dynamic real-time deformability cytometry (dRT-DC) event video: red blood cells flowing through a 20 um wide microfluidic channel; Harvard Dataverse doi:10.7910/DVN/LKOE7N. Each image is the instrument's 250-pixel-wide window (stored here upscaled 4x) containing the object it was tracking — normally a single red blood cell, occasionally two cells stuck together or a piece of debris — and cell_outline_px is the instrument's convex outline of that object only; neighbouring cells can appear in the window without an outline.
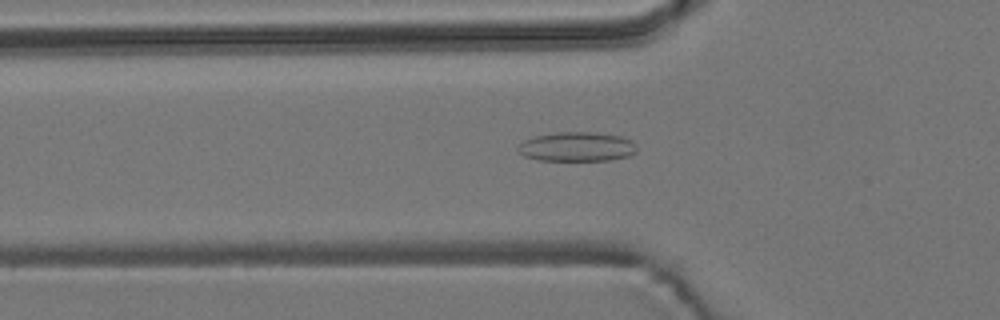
{"species": "common noctule bat (a hibernating species)", "species_latin": "Nyctalus noctula", "temperature_condition": "room temperature", "stored_images_in_passage": 56, "camera_frame_rate_fps": 3000, "um_per_image_px": 0.085, "animal": {"sex": "male", "body_mass_g": 19.2, "forearm_length_mm": 51.8}, "frame": {"image": 1, "passage_image": 19, "time_ms": 6.0, "image_size_px": [1000, 320], "cell_outline_px": [[636, 152], [628, 156], [608, 160], [540, 160], [524, 156], [516, 148], [524, 140], [536, 136], [556, 132], [592, 132], [620, 136], [632, 140], [636, 144]], "centroid_in_image_um": [49.04, 12.47], "position_along_channel_um": 76.8, "area_um2": 20.23}}
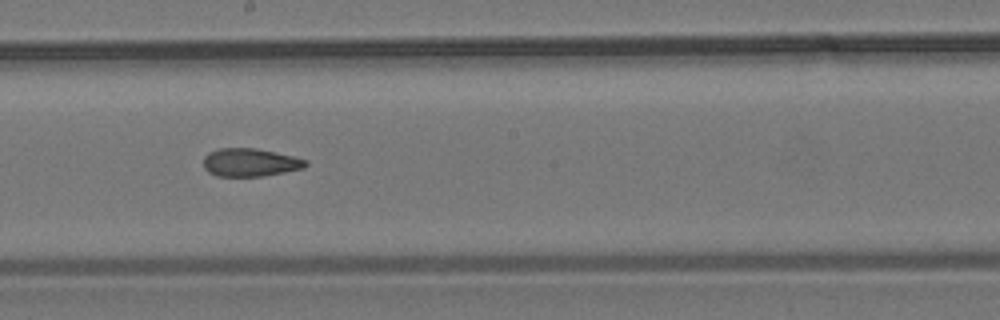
{"frame": {"image": 2, "passage_image": 31, "time_ms": 10.0, "image_size_px": [1000, 320], "cell_outline_px": [[308, 164], [304, 168], [284, 172], [260, 176], [216, 176], [208, 172], [204, 168], [204, 156], [208, 152], [220, 148], [256, 148], [292, 156], [308, 160]], "centroid_in_image_um": [21.24, 13.8], "position_along_channel_um": 227.0, "area_um2": 16.7}}
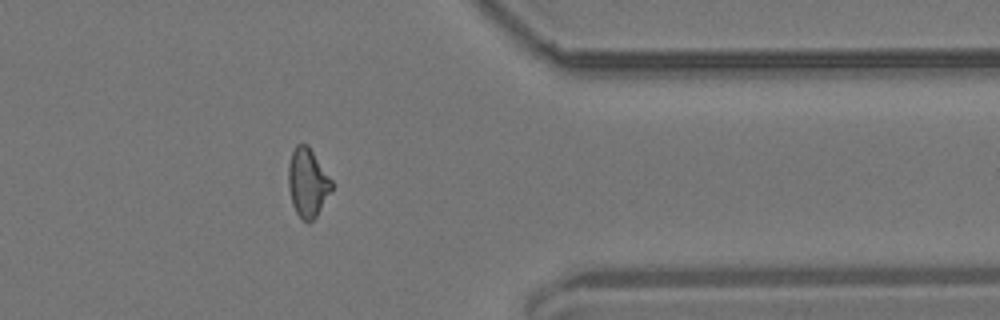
{"frame": {"image": 3, "passage_image": 45, "time_ms": 14.667, "image_size_px": [1000, 320], "cell_outline_px": [[336, 184], [316, 216], [308, 224], [296, 212], [292, 204], [288, 188], [288, 164], [292, 152], [296, 144], [308, 144]], "centroid_in_image_um": [26.17, 15.5], "position_along_channel_um": 385.2, "area_um2": 17.69}, "authors_computed_cell_mechanics": {"area_um2": 17.6868, "velocity_mm_per_s": 3.7255, "shape_relaxation_time_tau1_ms": null, "shape_relaxation_time_tau2_ms": 3.2916, "deformation_change_tau1": null, "deformation_change_tau2": 0.1026}}